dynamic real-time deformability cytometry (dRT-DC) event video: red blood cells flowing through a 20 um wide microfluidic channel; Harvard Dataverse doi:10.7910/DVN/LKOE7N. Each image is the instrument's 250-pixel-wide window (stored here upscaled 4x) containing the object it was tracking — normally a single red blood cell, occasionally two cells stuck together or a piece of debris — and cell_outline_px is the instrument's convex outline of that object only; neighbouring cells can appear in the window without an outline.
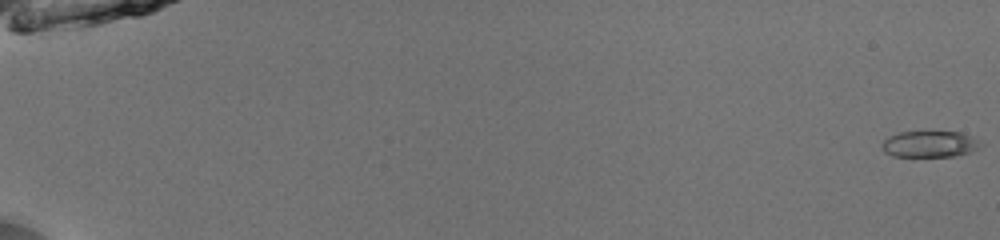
{"species": "common noctule bat (a hibernating species)", "species_latin": "Nyctalus noctula", "temperature_condition": "room temperature", "stored_images_in_passage": 53, "camera_frame_rate_fps": 3000, "um_per_image_px": 0.085, "animal": {"sex": "male", "body_mass_g": 13.0, "forearm_length_mm": 53.1}, "frame": {"image": 1, "passage_image": 1, "time_ms": 0.0, "image_size_px": [1000, 240], "cell_outline_px": [[980, 144], [972, 152], [952, 156], [892, 156], [884, 152], [884, 140], [900, 132], [960, 132], [980, 140]], "centroid_in_image_um": [79.05, 12.25], "position_along_channel_um": 5.9, "area_um2": 14.74}}
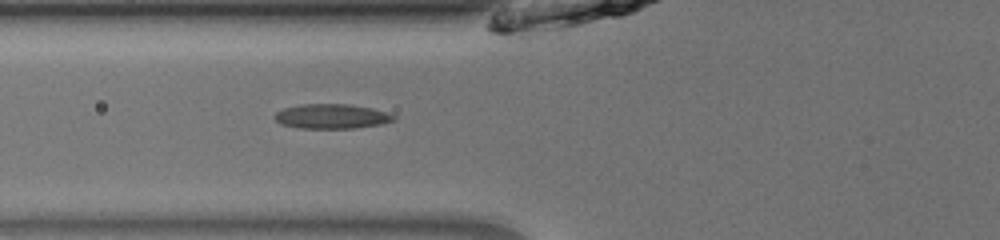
{"frame": {"image": 2, "passage_image": 23, "time_ms": 7.333, "image_size_px": [1000, 240], "cell_outline_px": [[396, 120], [380, 124], [356, 128], [300, 128], [280, 124], [272, 116], [276, 112], [284, 108], [300, 104], [348, 104], [372, 108], [396, 116]], "centroid_in_image_um": [28.16, 9.89], "position_along_channel_um": 97.6, "area_um2": 17.11}}
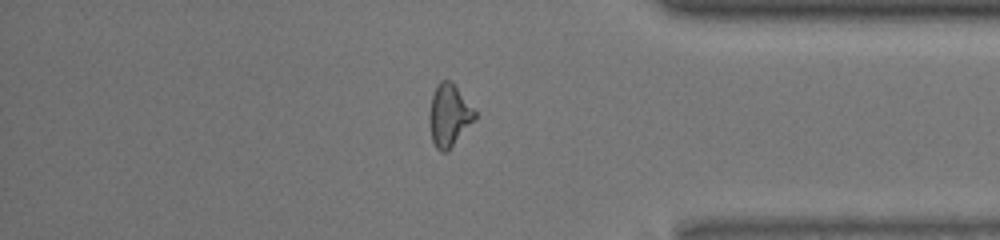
{"frame": {"image": 3, "passage_image": 46, "time_ms": 15.0, "image_size_px": [1000, 240], "cell_outline_px": [[476, 116], [452, 144], [444, 152], [440, 152], [436, 148], [432, 140], [428, 120], [428, 116], [432, 96], [436, 84], [440, 80], [452, 80], [476, 112]], "centroid_in_image_um": [38.12, 9.73], "position_along_channel_um": 397.1, "area_um2": 16.13}, "authors_computed_cell_mechanics": {"area_um2": 16.1262, "velocity_mm_per_s": 4.0429, "shape_relaxation_time_tau1_ms": null, "shape_relaxation_time_tau2_ms": 2.5548, "deformation_change_tau1": null, "deformation_change_tau2": 0.1046}}